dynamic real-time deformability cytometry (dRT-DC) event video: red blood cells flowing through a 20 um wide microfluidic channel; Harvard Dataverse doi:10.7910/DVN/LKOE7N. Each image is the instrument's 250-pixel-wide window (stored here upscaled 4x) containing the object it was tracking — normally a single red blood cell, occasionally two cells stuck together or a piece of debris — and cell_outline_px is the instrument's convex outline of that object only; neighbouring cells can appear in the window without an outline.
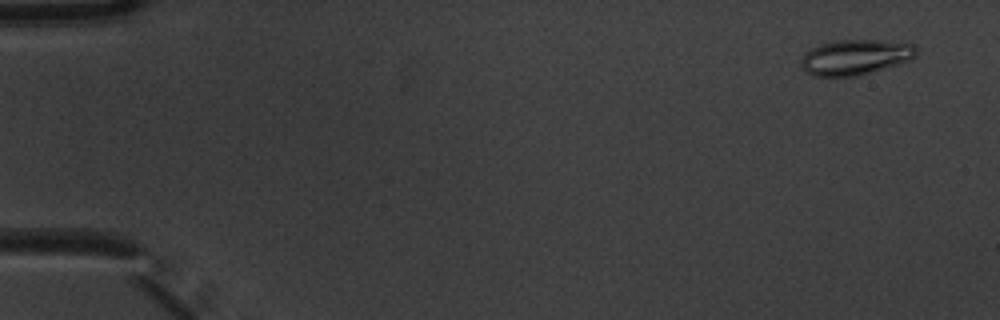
{"species": "common noctule bat (a hibernating species)", "species_latin": "Nyctalus noctula", "temperature_condition": "warm", "stored_images_in_passage": 4, "camera_frame_rate_fps": 3000, "um_per_image_px": 0.085, "animal": {"sex": "male", "body_mass_g": 20.1, "forearm_length_mm": 53.5}, "frame": {"image": 1, "passage_image": 1, "time_ms": 0.0, "image_size_px": [1000, 320], "cell_outline_px": [[916, 56], [908, 60], [896, 64], [856, 76], [812, 76], [804, 72], [800, 64], [800, 60], [804, 52], [820, 44], [832, 40], [908, 40], [916, 48]], "centroid_in_image_um": [72.68, 4.83], "position_along_channel_um": 12.3, "area_um2": 24.04}}